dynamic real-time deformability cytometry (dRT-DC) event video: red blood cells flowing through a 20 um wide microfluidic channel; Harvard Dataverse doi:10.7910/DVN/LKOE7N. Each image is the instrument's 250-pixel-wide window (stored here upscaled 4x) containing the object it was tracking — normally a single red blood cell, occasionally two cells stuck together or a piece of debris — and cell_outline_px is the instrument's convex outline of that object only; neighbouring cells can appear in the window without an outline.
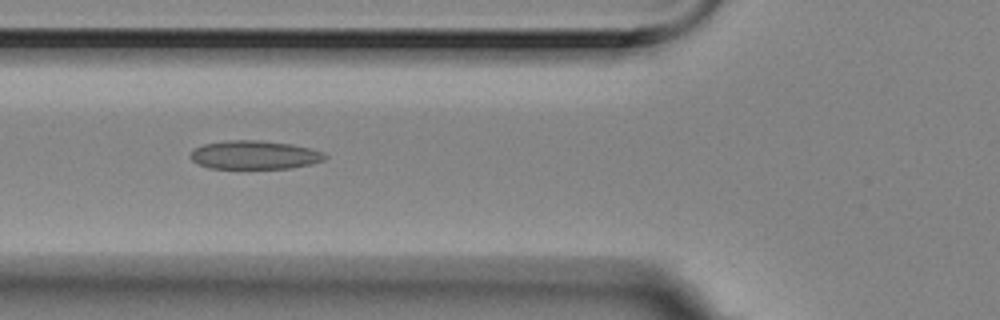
{"species": "Egyptian fruit bat (a non-hibernating species)", "species_latin": "Rousettus aegyptiacus", "temperature_condition": "room temperature", "stored_images_in_passage": 7, "camera_frame_rate_fps": 3000, "um_per_image_px": 0.085, "animal": {"sex": "female"}, "frame": {"image": 1, "passage_image": 6, "time_ms": 1.667, "image_size_px": [1000, 320], "cell_outline_px": [[328, 156], [324, 160], [308, 164], [288, 168], [212, 168], [200, 164], [192, 160], [188, 156], [192, 148], [204, 144], [224, 140], [260, 140], [292, 144], [312, 148], [324, 152]], "centroid_in_image_um": [21.62, 13.15], "position_along_channel_um": 104.2, "area_um2": 22.48}}
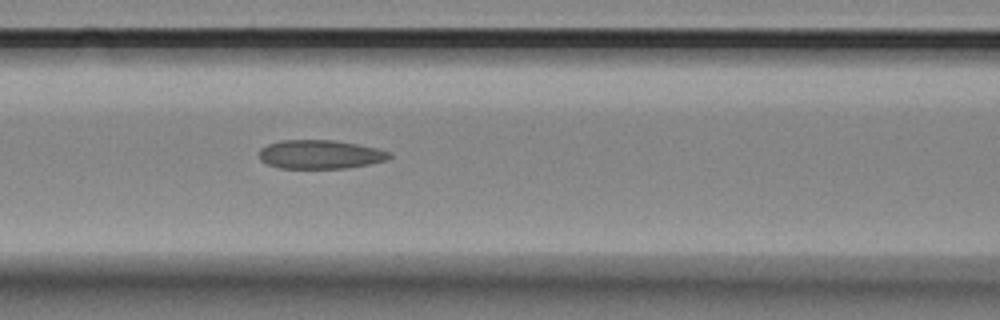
{"frame": {"image": 2, "passage_image": 7, "time_ms": 2.0, "image_size_px": [1000, 320], "cell_outline_px": [[392, 156], [384, 160], [368, 164], [348, 168], [280, 168], [268, 164], [260, 160], [260, 148], [268, 144], [280, 140], [336, 140], [376, 148], [392, 152]], "centroid_in_image_um": [27.2, 13.12], "position_along_channel_um": 139.4, "area_um2": 21.79}}